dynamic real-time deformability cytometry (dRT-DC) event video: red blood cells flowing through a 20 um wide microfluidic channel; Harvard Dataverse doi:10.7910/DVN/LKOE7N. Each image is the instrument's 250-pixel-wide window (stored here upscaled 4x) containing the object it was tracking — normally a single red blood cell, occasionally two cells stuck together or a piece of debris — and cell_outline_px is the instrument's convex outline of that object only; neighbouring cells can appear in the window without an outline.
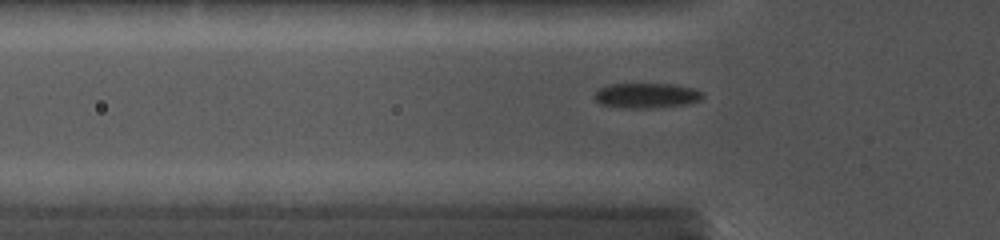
{"species": "common noctule bat (a hibernating species)", "species_latin": "Nyctalus noctula", "temperature_condition": "cold", "stored_images_in_passage": 40, "camera_frame_rate_fps": 5000, "um_per_image_px": 0.085, "animal": {"sex": "female", "body_mass_g": 19.0, "forearm_length_mm": 56.7}, "frame": {"image": 1, "passage_image": 14, "time_ms": 5.0, "image_size_px": [1000, 240], "cell_outline_px": [[704, 96], [700, 100], [684, 104], [652, 108], [624, 108], [600, 104], [592, 96], [596, 88], [608, 84], [676, 84], [696, 88], [704, 92]], "centroid_in_image_um": [54.92, 8.1], "position_along_channel_um": 70.9, "area_um2": 16.13}}
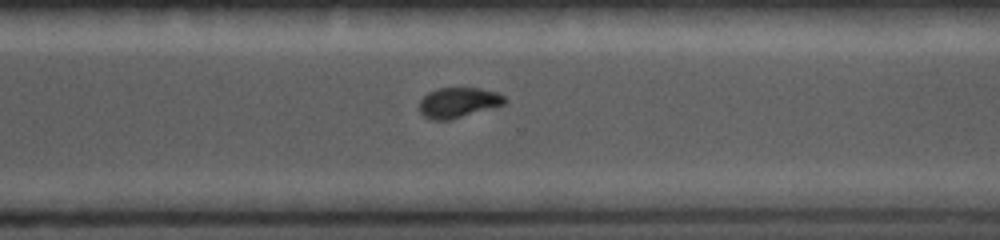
{"frame": {"image": 2, "passage_image": 30, "time_ms": 11.4, "image_size_px": [1000, 240], "cell_outline_px": [[508, 100], [504, 104], [448, 120], [432, 120], [424, 116], [420, 112], [420, 100], [428, 92], [436, 88], [480, 88], [496, 92], [504, 96]], "centroid_in_image_um": [38.94, 8.7], "position_along_channel_um": 331.7, "area_um2": 14.85}}
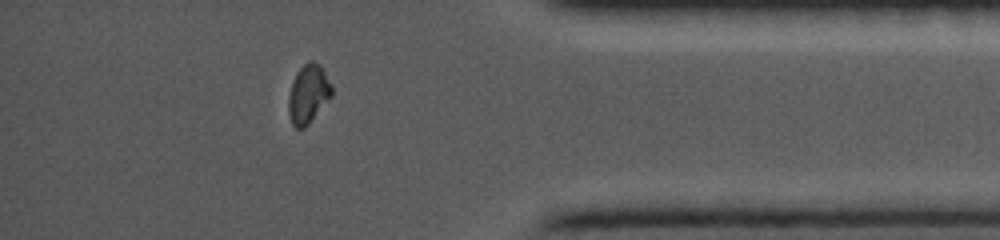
{"frame": {"image": 3, "passage_image": 36, "time_ms": 13.6, "image_size_px": [1000, 240], "cell_outline_px": [[332, 96], [308, 124], [304, 128], [296, 128], [292, 124], [288, 112], [288, 96], [296, 72], [308, 60], [312, 60], [320, 64], [332, 84]], "centroid_in_image_um": [26.21, 7.96], "position_along_channel_um": 409.0, "area_um2": 14.85}}